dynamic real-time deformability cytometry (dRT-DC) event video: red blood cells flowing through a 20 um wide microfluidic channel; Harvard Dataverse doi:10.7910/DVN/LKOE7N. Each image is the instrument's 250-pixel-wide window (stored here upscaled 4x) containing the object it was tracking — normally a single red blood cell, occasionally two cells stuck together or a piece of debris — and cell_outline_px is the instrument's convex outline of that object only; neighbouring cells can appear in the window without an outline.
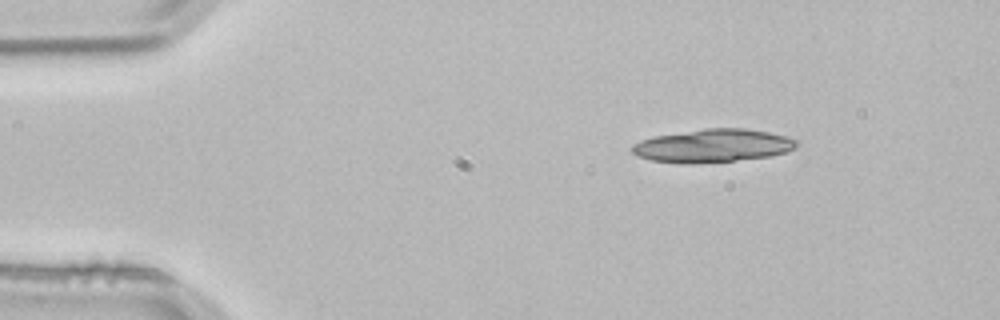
{"species": "common noctule bat (a hibernating species)", "species_latin": "Nyctalus noctula", "temperature_condition": "room temperature", "stored_images_in_passage": 4, "segment_of_instrument_passage": [2, 2], "camera_frame_rate_fps": 3000, "um_per_image_px": 0.085, "animal": {"sex": "male", "body_mass_g": 21.5, "forearm_length_mm": 52.0}, "frame": {"image": 1, "passage_image": 4, "time_ms": 1.0, "image_size_px": [1000, 320], "cell_outline_px": [[800, 144], [796, 148], [772, 156], [736, 160], [696, 164], [680, 164], [652, 160], [636, 156], [632, 152], [632, 144], [640, 140], [652, 136], [704, 128], [744, 128], [768, 132], [800, 140]], "centroid_in_image_um": [60.58, 12.39], "position_along_channel_um": 24.4, "area_um2": 32.19}}